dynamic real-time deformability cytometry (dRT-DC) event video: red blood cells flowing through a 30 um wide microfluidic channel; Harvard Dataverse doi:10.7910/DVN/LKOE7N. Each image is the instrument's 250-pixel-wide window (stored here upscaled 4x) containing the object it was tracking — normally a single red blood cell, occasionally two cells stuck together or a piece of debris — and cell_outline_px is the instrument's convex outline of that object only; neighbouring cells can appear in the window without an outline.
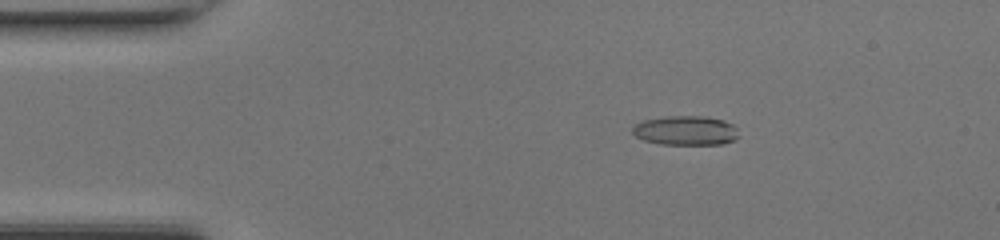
{"species": "common noctule bat (a hibernating species)", "species_latin": "Nyctalus noctula", "temperature_condition": "room temperature", "stored_images_in_passage": 49, "camera_frame_rate_fps": 3000, "um_per_image_px": 0.085, "animal": {"sex": "female", "body_mass_g": 17.0, "forearm_length_mm": 48.0}, "frame": {"image": 1, "passage_image": 9, "time_ms": 2.667, "image_size_px": [1000, 240], "cell_outline_px": [[740, 136], [736, 140], [724, 144], [660, 144], [644, 140], [636, 136], [632, 132], [632, 128], [636, 124], [644, 120], [664, 116], [704, 116], [724, 120], [732, 124], [736, 128]], "centroid_in_image_um": [58.32, 11.09], "position_along_channel_um": 26.7, "area_um2": 18.32}}
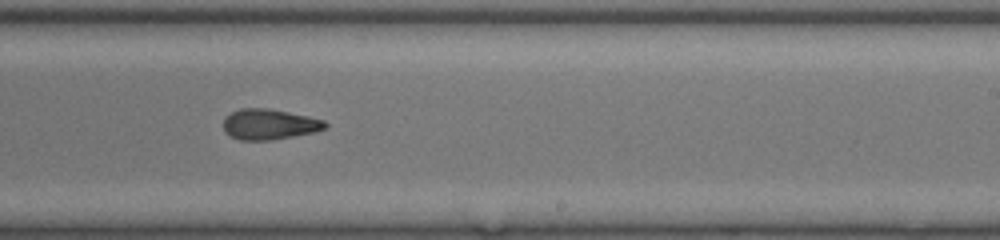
{"frame": {"image": 2, "passage_image": 30, "time_ms": 9.667, "image_size_px": [1000, 240], "cell_outline_px": [[328, 124], [324, 128], [316, 132], [272, 140], [240, 140], [228, 136], [224, 132], [224, 120], [232, 112], [240, 108], [264, 108], [308, 116], [324, 120]], "centroid_in_image_um": [22.88, 10.58], "position_along_channel_um": 266.1, "area_um2": 18.03}}
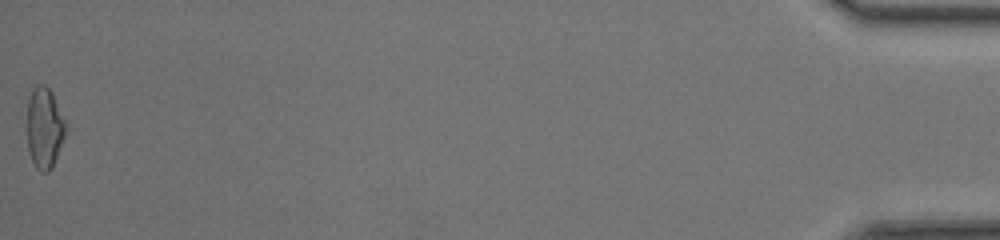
{"frame": {"image": 3, "passage_image": 49, "time_ms": 16.0, "image_size_px": [1000, 240], "cell_outline_px": [[64, 136], [52, 168], [48, 172], [40, 172], [36, 168], [28, 152], [28, 100], [32, 88], [40, 84], [44, 84], [52, 92], [64, 120]], "centroid_in_image_um": [3.75, 10.88], "position_along_channel_um": 431.4, "area_um2": 17.8}, "authors_computed_cell_mechanics": {"area_um2": 18.207, "velocity_mm_per_s": 4.3229, "shape_relaxation_time_tau1_ms": 5.2426, "shape_relaxation_time_tau2_ms": 2.6208, "deformation_change_tau1": 0.1896, "deformation_change_tau2": 0.1174}}